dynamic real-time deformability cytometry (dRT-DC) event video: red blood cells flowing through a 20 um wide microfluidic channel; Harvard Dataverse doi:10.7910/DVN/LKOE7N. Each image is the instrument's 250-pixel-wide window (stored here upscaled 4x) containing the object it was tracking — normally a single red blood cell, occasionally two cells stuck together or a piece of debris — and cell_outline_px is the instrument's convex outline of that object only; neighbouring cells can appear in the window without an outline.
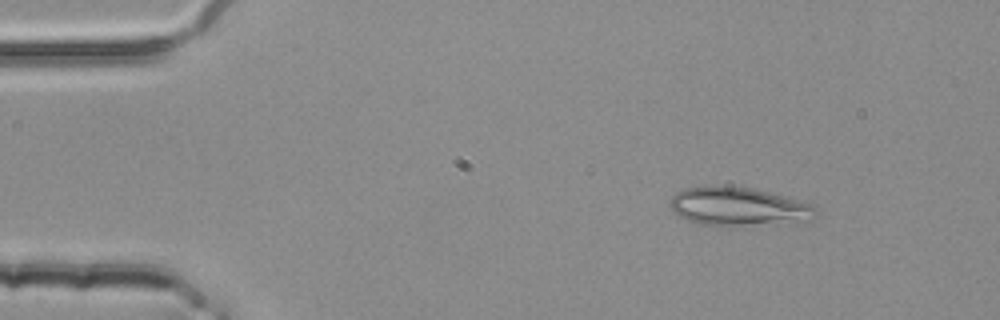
{"species": "common noctule bat (a hibernating species)", "species_latin": "Nyctalus noctula", "temperature_condition": "room temperature", "stored_images_in_passage": 7, "camera_frame_rate_fps": 3000, "um_per_image_px": 0.085, "animal": {"sex": "female", "body_mass_g": 25.1}, "frame": {"image": 1, "passage_image": 1, "time_ms": 0.0, "image_size_px": [1000, 320], "cell_outline_px": [[816, 216], [812, 220], [740, 224], [704, 224], [688, 220], [672, 212], [668, 204], [672, 196], [676, 192], [684, 188], [752, 188], [768, 192], [812, 204], [816, 208]], "centroid_in_image_um": [62.74, 17.55], "position_along_channel_um": 22.3, "area_um2": 31.1}}